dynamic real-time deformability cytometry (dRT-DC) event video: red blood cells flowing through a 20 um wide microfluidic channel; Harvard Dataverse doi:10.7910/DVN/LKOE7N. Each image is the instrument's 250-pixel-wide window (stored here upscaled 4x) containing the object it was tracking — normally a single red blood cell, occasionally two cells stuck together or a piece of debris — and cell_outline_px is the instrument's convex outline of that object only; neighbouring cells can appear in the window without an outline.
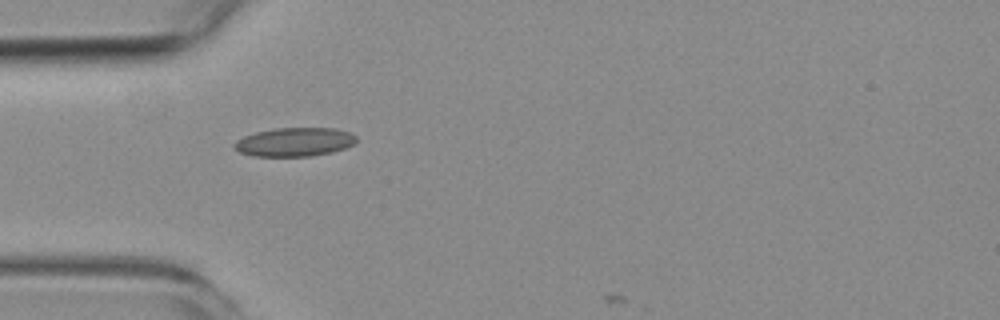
{"species": "common noctule bat (a hibernating species)", "species_latin": "Nyctalus noctula", "temperature_condition": "room temperature", "stored_images_in_passage": 7, "camera_frame_rate_fps": 3000, "um_per_image_px": 0.085, "animal": {"sex": "female", "body_mass_g": 19.3, "forearm_length_mm": 54.1}, "frame": {"image": 1, "passage_image": 6, "time_ms": 7.0, "image_size_px": [1000, 320], "cell_outline_px": [[356, 140], [352, 144], [344, 148], [332, 152], [312, 156], [252, 156], [240, 152], [232, 148], [232, 144], [236, 140], [244, 136], [256, 132], [276, 128], [336, 128], [352, 132], [356, 136]], "centroid_in_image_um": [25.02, 12.07], "position_along_channel_um": 60.0, "area_um2": 20.58}}
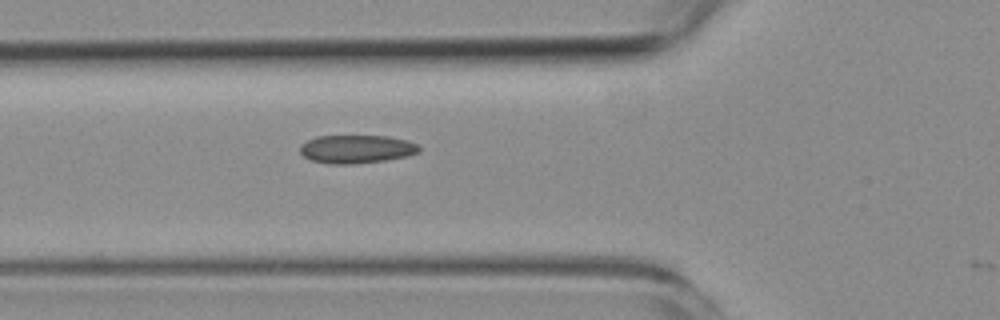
{"frame": {"image": 2, "passage_image": 7, "time_ms": 8.0, "image_size_px": [1000, 320], "cell_outline_px": [[420, 152], [408, 156], [384, 160], [352, 164], [328, 164], [312, 160], [304, 156], [300, 152], [300, 144], [316, 136], [388, 136], [408, 140], [416, 144], [420, 148]], "centroid_in_image_um": [30.3, 12.67], "position_along_channel_um": 95.5, "area_um2": 19.65}}